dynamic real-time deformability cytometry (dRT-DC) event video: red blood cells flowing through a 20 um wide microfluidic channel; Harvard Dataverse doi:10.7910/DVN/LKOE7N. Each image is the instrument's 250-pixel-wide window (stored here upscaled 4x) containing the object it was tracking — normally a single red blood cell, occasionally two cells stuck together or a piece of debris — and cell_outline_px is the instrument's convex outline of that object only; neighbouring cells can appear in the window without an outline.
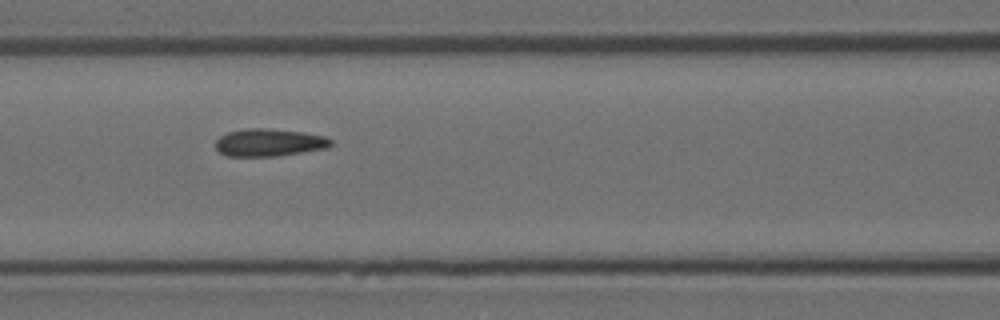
{"species": "Egyptian fruit bat (a non-hibernating species)", "species_latin": "Rousettus aegyptiacus", "temperature_condition": "room temperature", "stored_images_in_passage": 8, "camera_frame_rate_fps": 3000, "um_per_image_px": 0.085, "animal": {"sex": "female"}, "frame": {"image": 1, "passage_image": 7, "time_ms": 2.0, "image_size_px": [1000, 320], "cell_outline_px": [[332, 144], [328, 148], [276, 156], [228, 156], [220, 152], [216, 148], [216, 140], [220, 136], [228, 132], [244, 128], [268, 128], [304, 132], [324, 136], [332, 140]], "centroid_in_image_um": [22.88, 12.1], "position_along_channel_um": 143.7, "area_um2": 18.55}}
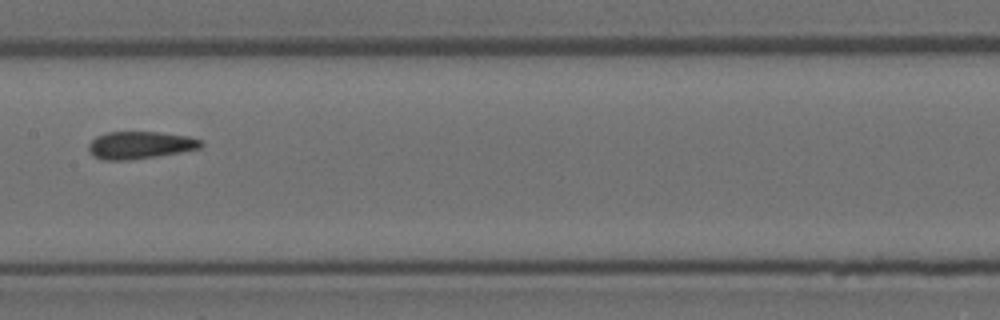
{"frame": {"image": 2, "passage_image": 8, "time_ms": 2.333, "image_size_px": [1000, 320], "cell_outline_px": [[204, 144], [200, 148], [180, 152], [156, 156], [128, 160], [104, 160], [88, 152], [88, 144], [96, 136], [108, 132], [160, 132], [188, 136], [200, 140]], "centroid_in_image_um": [11.89, 12.33], "position_along_channel_um": 195.5, "area_um2": 17.86}}